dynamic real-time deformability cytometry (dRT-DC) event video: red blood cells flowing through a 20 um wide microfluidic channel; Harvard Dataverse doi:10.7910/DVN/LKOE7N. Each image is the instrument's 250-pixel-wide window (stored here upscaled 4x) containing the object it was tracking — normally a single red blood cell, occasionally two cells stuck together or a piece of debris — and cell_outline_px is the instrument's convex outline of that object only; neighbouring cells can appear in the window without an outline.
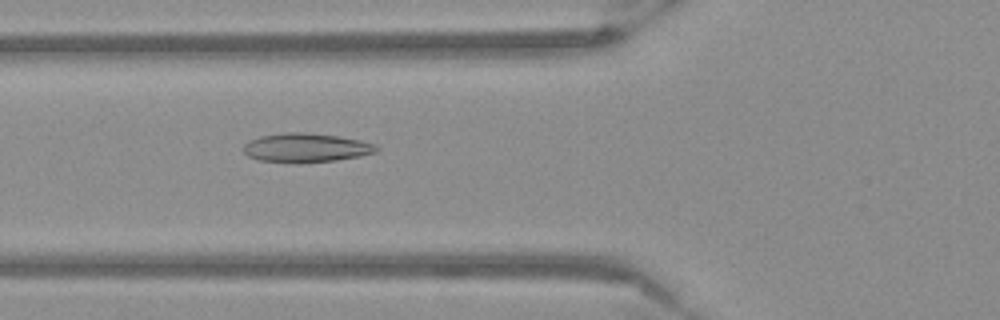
{"species": "Egyptian fruit bat (a non-hibernating species)", "species_latin": "Rousettus aegyptiacus", "temperature_condition": "warm", "stored_images_in_passage": 54, "camera_frame_rate_fps": 3000, "um_per_image_px": 0.085, "frame": {"image": 1, "passage_image": 21, "time_ms": 6.667, "image_size_px": [1000, 320], "cell_outline_px": [[380, 148], [376, 152], [360, 156], [336, 160], [296, 164], [260, 160], [248, 156], [244, 152], [244, 144], [248, 140], [260, 136], [284, 132], [304, 132], [336, 136], [360, 140], [376, 144]], "centroid_in_image_um": [26.0, 12.56], "position_along_channel_um": 99.8, "area_um2": 22.72}}
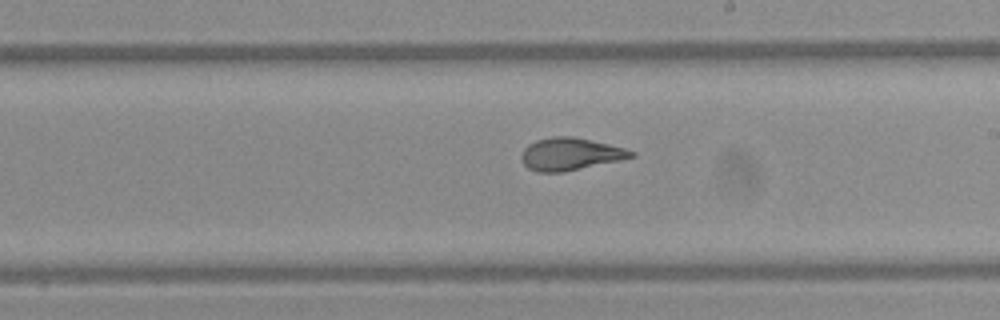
{"frame": {"image": 2, "passage_image": 32, "time_ms": 10.333, "image_size_px": [1000, 320], "cell_outline_px": [[636, 156], [620, 160], [564, 172], [536, 172], [528, 168], [524, 164], [520, 156], [524, 148], [528, 144], [536, 140], [552, 136], [572, 136], [592, 140], [624, 148], [636, 152]], "centroid_in_image_um": [48.46, 13.09], "position_along_channel_um": 240.5, "area_um2": 20.81}}
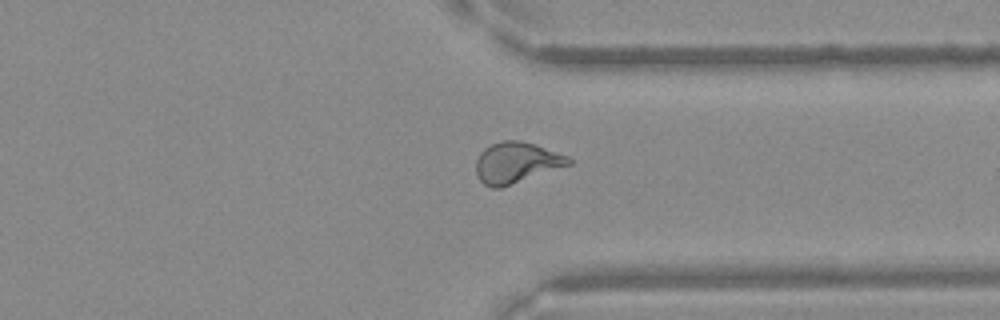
{"frame": {"image": 3, "passage_image": 42, "time_ms": 13.667, "image_size_px": [1000, 320], "cell_outline_px": [[572, 164], [500, 188], [492, 188], [484, 184], [480, 180], [476, 172], [476, 160], [480, 152], [484, 148], [492, 144], [504, 140], [520, 140], [536, 144], [568, 156], [572, 160]], "centroid_in_image_um": [43.89, 13.81], "position_along_channel_um": 367.5, "area_um2": 22.08}}